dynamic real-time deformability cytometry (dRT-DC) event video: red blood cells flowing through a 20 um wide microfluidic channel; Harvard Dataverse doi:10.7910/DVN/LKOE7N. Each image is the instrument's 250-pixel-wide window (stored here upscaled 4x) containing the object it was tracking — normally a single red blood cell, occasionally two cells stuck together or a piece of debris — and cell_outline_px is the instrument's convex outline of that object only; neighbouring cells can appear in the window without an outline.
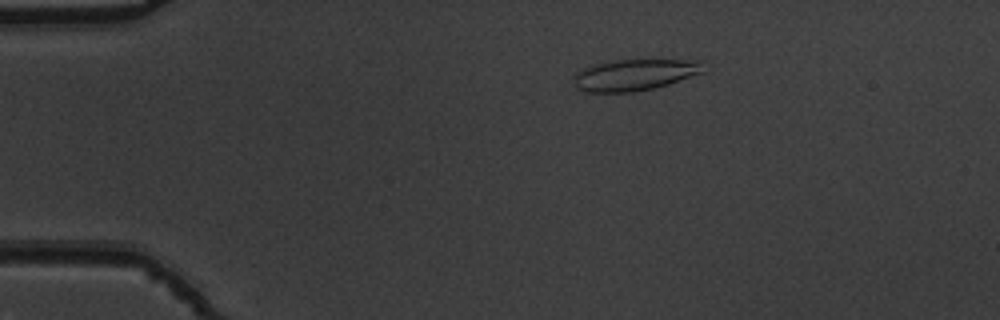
{"species": "common noctule bat (a hibernating species)", "species_latin": "Nyctalus noctula", "temperature_condition": "warm", "stored_images_in_passage": 53, "camera_frame_rate_fps": 3000, "um_per_image_px": 0.085, "animal": {"sex": "male", "body_mass_g": 19.5, "forearm_length_mm": 54.6}, "frame": {"image": 1, "passage_image": 10, "time_ms": 3.0, "image_size_px": [1000, 320], "cell_outline_px": [[704, 72], [668, 84], [652, 88], [632, 92], [588, 92], [576, 88], [572, 84], [576, 72], [584, 68], [596, 64], [612, 60], [700, 60]], "centroid_in_image_um": [53.9, 6.36], "position_along_channel_um": 31.1, "area_um2": 23.52}}
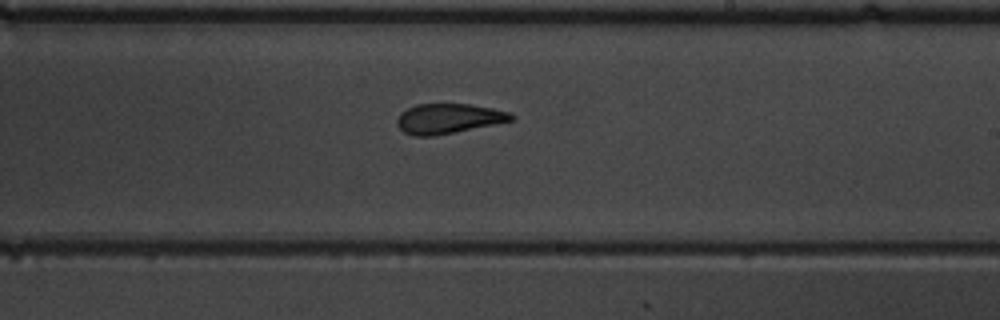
{"frame": {"image": 2, "passage_image": 32, "time_ms": 10.333, "image_size_px": [1000, 320], "cell_outline_px": [[516, 116], [512, 120], [432, 136], [412, 136], [404, 132], [396, 124], [396, 120], [400, 112], [416, 104], [468, 104], [492, 108], [508, 112]], "centroid_in_image_um": [38.05, 10.07], "position_along_channel_um": 251.0, "area_um2": 19.59}}
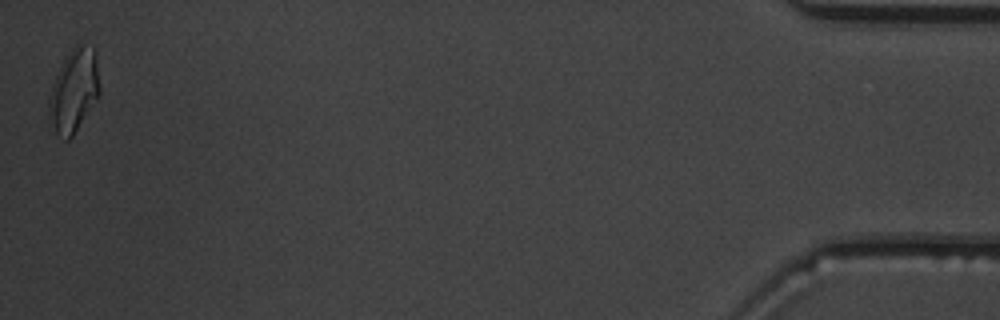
{"frame": {"image": 3, "passage_image": 53, "time_ms": 17.333, "image_size_px": [1000, 320], "cell_outline_px": [[100, 92], [72, 136], [68, 140], [64, 140], [56, 132], [48, 116], [48, 96], [52, 84], [64, 60], [72, 48], [76, 44], [80, 44], [92, 48], [96, 52], [100, 88]], "centroid_in_image_um": [6.27, 7.69], "position_along_channel_um": 428.9, "area_um2": 24.1}, "authors_computed_cell_mechanics": {"area_um2": 20.808, "velocity_mm_per_s": 3.8, "shape_relaxation_time_tau1_ms": 6.4746, "shape_relaxation_time_tau2_ms": 0.9677, "deformation_change_tau1": 0.2217, "deformation_change_tau2": 0.0863}}